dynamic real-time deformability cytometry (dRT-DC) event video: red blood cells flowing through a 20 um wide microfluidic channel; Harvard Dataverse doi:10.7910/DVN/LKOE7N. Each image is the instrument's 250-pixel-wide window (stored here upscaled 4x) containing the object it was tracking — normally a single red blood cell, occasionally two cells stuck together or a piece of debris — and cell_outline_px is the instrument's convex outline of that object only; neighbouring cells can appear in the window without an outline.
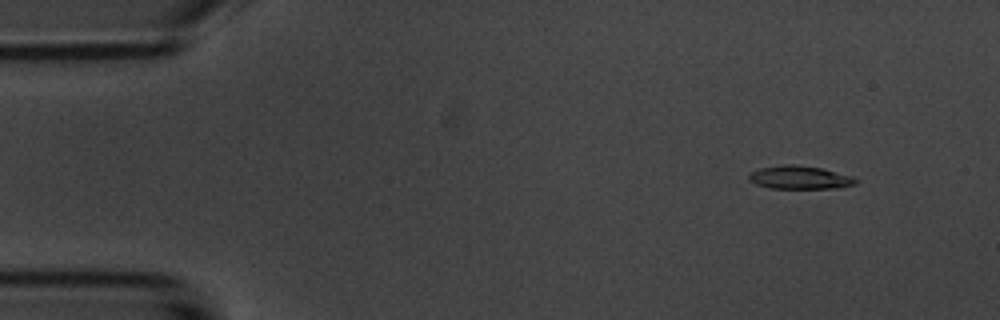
{"species": "common noctule bat (a hibernating species)", "species_latin": "Nyctalus noctula", "temperature_condition": "room temperature", "stored_images_in_passage": 6, "camera_frame_rate_fps": 3000, "um_per_image_px": 0.085, "animal": {"sex": "male", "body_mass_g": 20.1, "forearm_length_mm": 53.5}, "frame": {"image": 1, "passage_image": 2, "time_ms": 1.0, "image_size_px": [1000, 320], "cell_outline_px": [[860, 180], [856, 184], [840, 188], [768, 188], [756, 184], [748, 180], [748, 176], [752, 172], [760, 168], [784, 164], [796, 164], [820, 168], [852, 176]], "centroid_in_image_um": [68.0, 15.09], "position_along_channel_um": 17.0, "area_um2": 14.51}}
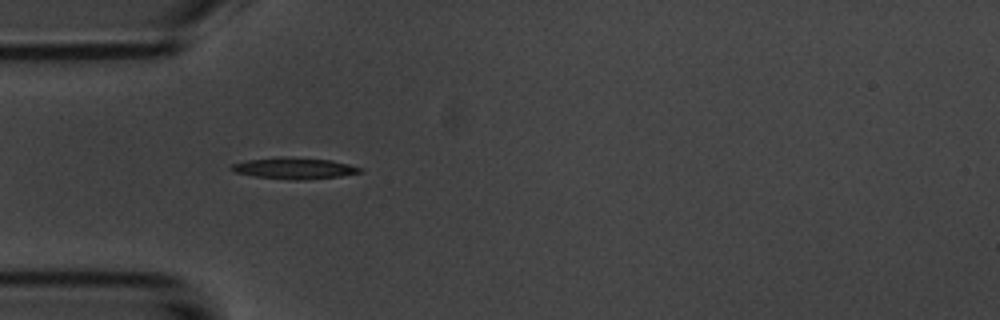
{"frame": {"image": 2, "passage_image": 5, "time_ms": 4.667, "image_size_px": [1000, 320], "cell_outline_px": [[364, 172], [340, 176], [304, 180], [296, 180], [256, 176], [232, 172], [228, 168], [232, 164], [248, 160], [280, 156], [284, 156], [332, 160], [364, 168]], "centroid_in_image_um": [25.03, 14.29], "position_along_channel_um": 60.0, "area_um2": 16.13}}
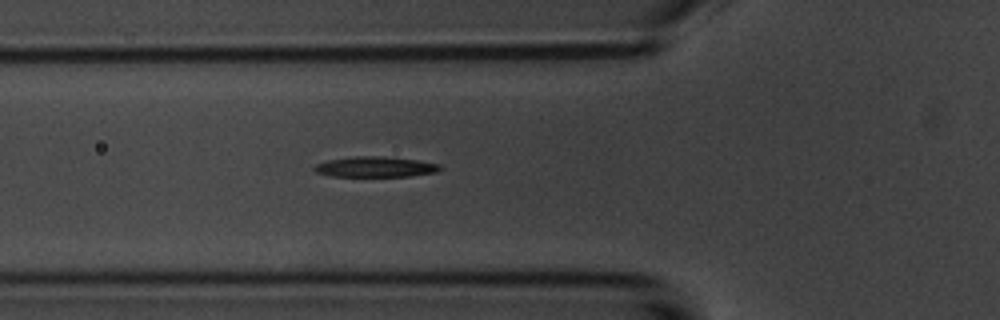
{"frame": {"image": 3, "passage_image": 6, "time_ms": 5.667, "image_size_px": [1000, 320], "cell_outline_px": [[444, 168], [436, 172], [412, 176], [332, 176], [316, 172], [312, 168], [316, 164], [328, 160], [356, 156], [380, 156], [416, 160], [440, 164]], "centroid_in_image_um": [31.93, 14.18], "position_along_channel_um": 93.9, "area_um2": 14.91}}